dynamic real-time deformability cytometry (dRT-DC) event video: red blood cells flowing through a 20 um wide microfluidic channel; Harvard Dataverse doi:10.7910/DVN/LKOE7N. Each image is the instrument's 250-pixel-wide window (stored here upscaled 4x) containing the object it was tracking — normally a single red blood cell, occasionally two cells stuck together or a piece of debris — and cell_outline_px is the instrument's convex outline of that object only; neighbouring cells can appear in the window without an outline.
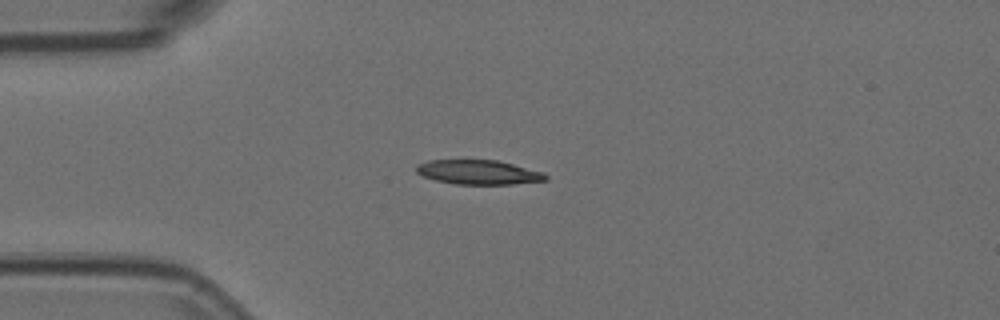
{"species": "Egyptian fruit bat (a non-hibernating species)", "species_latin": "Rousettus aegyptiacus", "temperature_condition": "room temperature", "stored_images_in_passage": 42, "camera_frame_rate_fps": 3000, "um_per_image_px": 0.085, "animal": {"sex": "female"}, "frame": {"image": 1, "passage_image": 1, "time_ms": 0.0, "image_size_px": [1000, 320], "cell_outline_px": [[548, 180], [512, 184], [456, 184], [436, 180], [424, 176], [416, 172], [416, 164], [428, 160], [496, 160], [544, 172], [548, 176]], "centroid_in_image_um": [40.67, 14.64], "position_along_channel_um": 44.3, "area_um2": 18.32}}
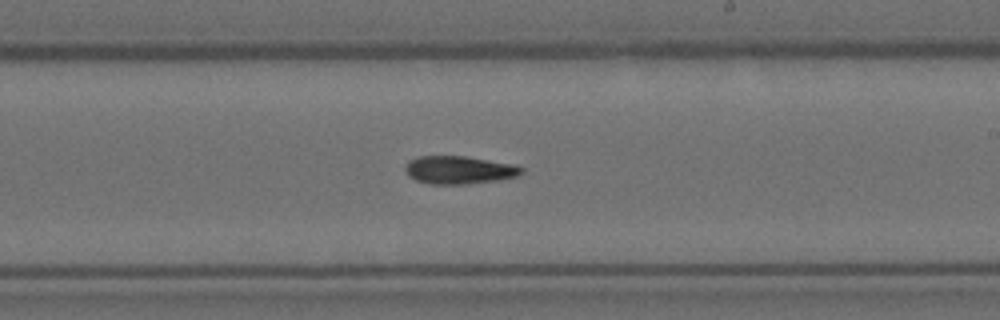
{"frame": {"image": 2, "passage_image": 19, "time_ms": 6.0, "image_size_px": [1000, 320], "cell_outline_px": [[524, 172], [516, 176], [496, 180], [464, 184], [432, 184], [416, 180], [408, 176], [404, 168], [408, 160], [416, 156], [464, 156], [516, 164], [524, 168]], "centroid_in_image_um": [39.01, 14.43], "position_along_channel_um": 250.0, "area_um2": 19.02}}
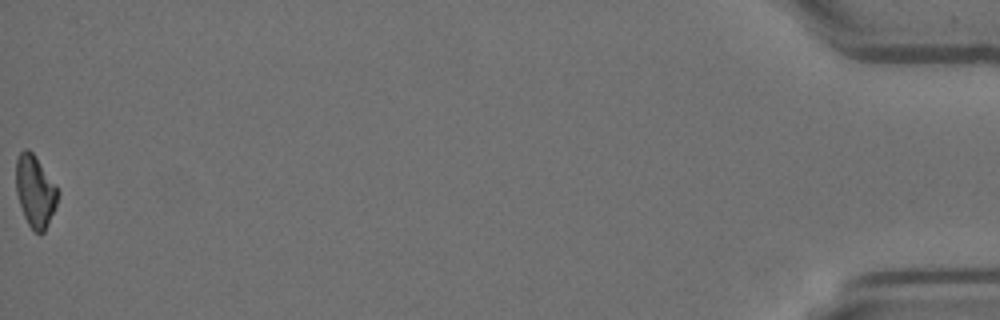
{"frame": {"image": 3, "passage_image": 42, "time_ms": 13.667, "image_size_px": [1000, 320], "cell_outline_px": [[60, 192], [56, 204], [44, 232], [40, 236], [28, 224], [24, 216], [16, 192], [16, 160], [20, 152], [24, 148], [28, 148], [36, 156], [56, 184]], "centroid_in_image_um": [2.99, 16.22], "position_along_channel_um": 432.2, "area_um2": 17.57}}